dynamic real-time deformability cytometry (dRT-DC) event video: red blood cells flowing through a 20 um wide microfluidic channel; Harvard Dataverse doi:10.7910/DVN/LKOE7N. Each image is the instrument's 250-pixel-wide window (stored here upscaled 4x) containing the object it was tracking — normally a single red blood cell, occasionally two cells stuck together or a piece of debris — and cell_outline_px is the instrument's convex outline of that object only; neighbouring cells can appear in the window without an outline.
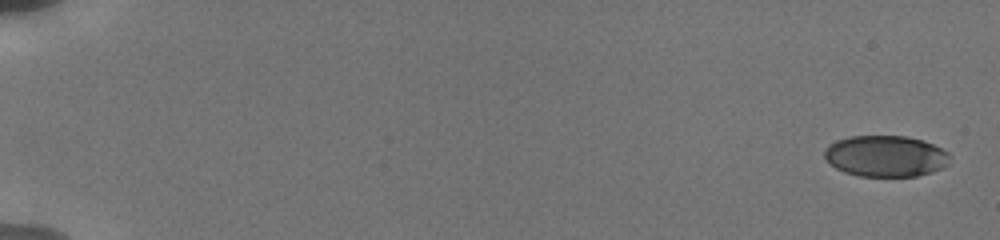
{"species": "human", "species_latin": "Homo sapiens", "temperature_condition": "cold", "stored_images_in_passage": 19, "camera_frame_rate_fps": 3000, "um_per_image_px": 0.085, "donor": {"sex": "male"}, "frame": {"image": 1, "passage_image": 1, "time_ms": 0.0, "image_size_px": [1000, 240], "cell_outline_px": [[952, 156], [948, 164], [932, 172], [916, 176], [860, 176], [844, 172], [836, 168], [824, 156], [824, 148], [828, 144], [836, 140], [848, 136], [908, 136], [924, 140], [948, 152]], "centroid_in_image_um": [75.28, 13.26], "position_along_channel_um": 9.7, "area_um2": 30.29}}
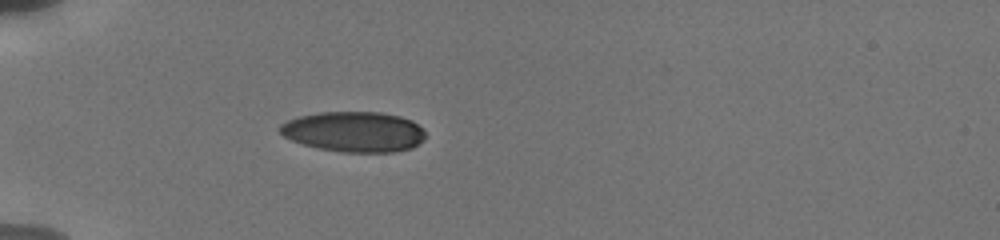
{"frame": {"image": 2, "passage_image": 14, "time_ms": 5.667, "image_size_px": [1000, 240], "cell_outline_px": [[424, 140], [412, 148], [396, 152], [344, 152], [320, 148], [304, 144], [292, 140], [284, 136], [280, 132], [280, 124], [296, 116], [320, 112], [380, 112], [400, 116], [412, 120], [424, 132]], "centroid_in_image_um": [30.09, 11.19], "position_along_channel_um": 54.9, "area_um2": 34.16}}
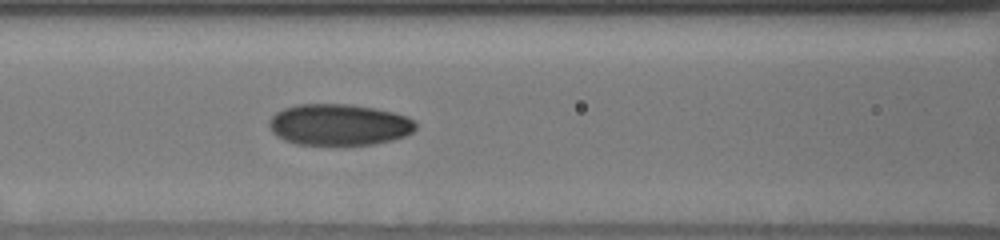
{"frame": {"image": 3, "passage_image": 19, "time_ms": 8.333, "image_size_px": [1000, 240], "cell_outline_px": [[416, 128], [408, 136], [392, 140], [372, 144], [344, 148], [296, 144], [284, 140], [276, 136], [272, 132], [268, 124], [268, 120], [276, 112], [284, 108], [296, 104], [352, 104], [396, 112], [408, 116], [416, 124]], "centroid_in_image_um": [28.81, 10.64], "position_along_channel_um": 137.8, "area_um2": 36.65}}